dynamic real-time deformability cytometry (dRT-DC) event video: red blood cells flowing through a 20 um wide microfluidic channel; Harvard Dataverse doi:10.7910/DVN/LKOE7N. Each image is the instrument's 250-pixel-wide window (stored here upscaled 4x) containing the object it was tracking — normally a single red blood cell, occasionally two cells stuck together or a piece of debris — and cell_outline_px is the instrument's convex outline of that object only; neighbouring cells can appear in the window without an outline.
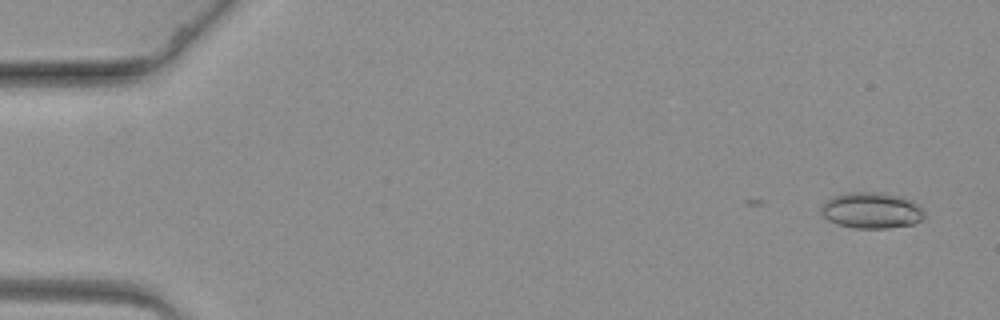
{"species": "common noctule bat (a hibernating species)", "species_latin": "Nyctalus noctula", "temperature_condition": "warm", "stored_images_in_passage": 6, "camera_frame_rate_fps": 3000, "um_per_image_px": 0.085, "animal": {"sex": "female", "body_mass_g": 19.3, "forearm_length_mm": 54.1}, "frame": {"image": 1, "passage_image": 2, "time_ms": 0.333, "image_size_px": [1000, 320], "cell_outline_px": [[924, 220], [912, 224], [888, 228], [852, 228], [836, 224], [828, 220], [820, 212], [820, 208], [824, 200], [832, 196], [848, 192], [880, 192], [900, 196], [916, 204], [924, 212]], "centroid_in_image_um": [74.02, 17.88], "position_along_channel_um": 11.0, "area_um2": 21.85}}